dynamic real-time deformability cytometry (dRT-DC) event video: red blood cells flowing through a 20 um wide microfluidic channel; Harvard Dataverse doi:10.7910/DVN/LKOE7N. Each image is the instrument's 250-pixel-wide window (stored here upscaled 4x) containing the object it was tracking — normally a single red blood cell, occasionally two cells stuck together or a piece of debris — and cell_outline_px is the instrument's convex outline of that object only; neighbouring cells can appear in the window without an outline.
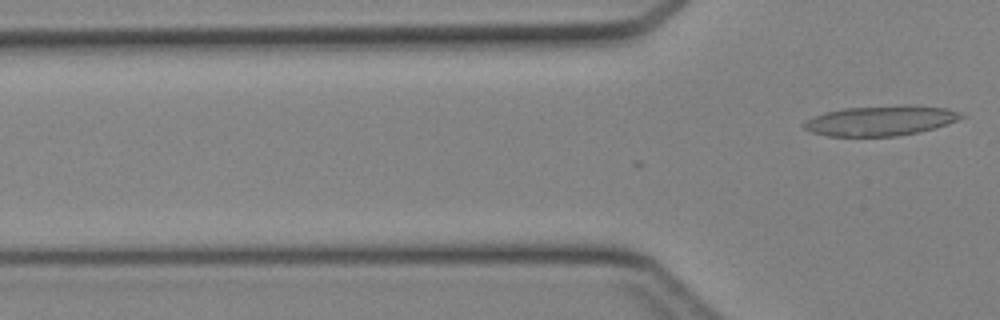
{"species": "Egyptian fruit bat (a non-hibernating species)", "species_latin": "Rousettus aegyptiacus", "temperature_condition": "cold", "stored_images_in_passage": 6, "camera_frame_rate_fps": 3000, "um_per_image_px": 0.085, "animal": {"sex": "female"}, "frame": {"image": 1, "passage_image": 6, "time_ms": 1.667, "image_size_px": [1000, 320], "cell_outline_px": [[964, 116], [956, 120], [936, 128], [896, 136], [828, 136], [812, 132], [804, 128], [800, 124], [804, 120], [824, 112], [844, 108], [904, 104], [912, 104], [948, 108], [960, 112]], "centroid_in_image_um": [74.83, 10.23], "position_along_channel_um": 51.0, "area_um2": 27.8}}